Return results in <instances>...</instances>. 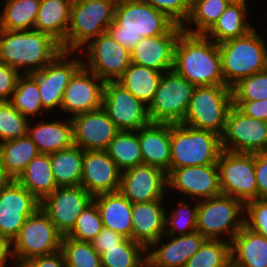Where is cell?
<instances>
[{
	"label": "cell",
	"instance_id": "db71d44e",
	"mask_svg": "<svg viewBox=\"0 0 267 267\" xmlns=\"http://www.w3.org/2000/svg\"><path fill=\"white\" fill-rule=\"evenodd\" d=\"M20 267H66L65 259L61 250L50 254L31 258Z\"/></svg>",
	"mask_w": 267,
	"mask_h": 267
},
{
	"label": "cell",
	"instance_id": "7c38bea8",
	"mask_svg": "<svg viewBox=\"0 0 267 267\" xmlns=\"http://www.w3.org/2000/svg\"><path fill=\"white\" fill-rule=\"evenodd\" d=\"M222 149L233 153L267 152V121L246 116L231 107L221 135Z\"/></svg>",
	"mask_w": 267,
	"mask_h": 267
},
{
	"label": "cell",
	"instance_id": "5b68a950",
	"mask_svg": "<svg viewBox=\"0 0 267 267\" xmlns=\"http://www.w3.org/2000/svg\"><path fill=\"white\" fill-rule=\"evenodd\" d=\"M171 171L180 167L217 164L221 136L184 124H170Z\"/></svg>",
	"mask_w": 267,
	"mask_h": 267
},
{
	"label": "cell",
	"instance_id": "d6986e66",
	"mask_svg": "<svg viewBox=\"0 0 267 267\" xmlns=\"http://www.w3.org/2000/svg\"><path fill=\"white\" fill-rule=\"evenodd\" d=\"M105 81L82 66L68 83L61 110L72 113L71 117L102 108Z\"/></svg>",
	"mask_w": 267,
	"mask_h": 267
},
{
	"label": "cell",
	"instance_id": "816d5d0a",
	"mask_svg": "<svg viewBox=\"0 0 267 267\" xmlns=\"http://www.w3.org/2000/svg\"><path fill=\"white\" fill-rule=\"evenodd\" d=\"M255 175L258 199L267 200V152L255 153Z\"/></svg>",
	"mask_w": 267,
	"mask_h": 267
},
{
	"label": "cell",
	"instance_id": "d6a6232c",
	"mask_svg": "<svg viewBox=\"0 0 267 267\" xmlns=\"http://www.w3.org/2000/svg\"><path fill=\"white\" fill-rule=\"evenodd\" d=\"M162 74L154 69L131 63L117 82L148 106L157 91Z\"/></svg>",
	"mask_w": 267,
	"mask_h": 267
},
{
	"label": "cell",
	"instance_id": "f35d334b",
	"mask_svg": "<svg viewBox=\"0 0 267 267\" xmlns=\"http://www.w3.org/2000/svg\"><path fill=\"white\" fill-rule=\"evenodd\" d=\"M147 250L133 239H125L116 247L107 248L102 253V267H147Z\"/></svg>",
	"mask_w": 267,
	"mask_h": 267
},
{
	"label": "cell",
	"instance_id": "f1b7e54d",
	"mask_svg": "<svg viewBox=\"0 0 267 267\" xmlns=\"http://www.w3.org/2000/svg\"><path fill=\"white\" fill-rule=\"evenodd\" d=\"M28 136L36 145L39 153L51 154L74 145L73 124L71 118L68 121H54L46 123L41 121L35 127H30Z\"/></svg>",
	"mask_w": 267,
	"mask_h": 267
},
{
	"label": "cell",
	"instance_id": "44dd1931",
	"mask_svg": "<svg viewBox=\"0 0 267 267\" xmlns=\"http://www.w3.org/2000/svg\"><path fill=\"white\" fill-rule=\"evenodd\" d=\"M182 31V26L175 24L166 34L144 37L130 51L131 63L162 73L171 71L175 45Z\"/></svg>",
	"mask_w": 267,
	"mask_h": 267
},
{
	"label": "cell",
	"instance_id": "603a6c76",
	"mask_svg": "<svg viewBox=\"0 0 267 267\" xmlns=\"http://www.w3.org/2000/svg\"><path fill=\"white\" fill-rule=\"evenodd\" d=\"M121 170L106 150L84 151L81 186L92 196L120 189Z\"/></svg>",
	"mask_w": 267,
	"mask_h": 267
},
{
	"label": "cell",
	"instance_id": "11a10c76",
	"mask_svg": "<svg viewBox=\"0 0 267 267\" xmlns=\"http://www.w3.org/2000/svg\"><path fill=\"white\" fill-rule=\"evenodd\" d=\"M12 241L7 237L0 235V267H5L8 259V255L13 257Z\"/></svg>",
	"mask_w": 267,
	"mask_h": 267
},
{
	"label": "cell",
	"instance_id": "ab89813d",
	"mask_svg": "<svg viewBox=\"0 0 267 267\" xmlns=\"http://www.w3.org/2000/svg\"><path fill=\"white\" fill-rule=\"evenodd\" d=\"M9 102L25 117L41 113L44 108L40 99V90L36 78L31 73L19 75Z\"/></svg>",
	"mask_w": 267,
	"mask_h": 267
},
{
	"label": "cell",
	"instance_id": "ee69618b",
	"mask_svg": "<svg viewBox=\"0 0 267 267\" xmlns=\"http://www.w3.org/2000/svg\"><path fill=\"white\" fill-rule=\"evenodd\" d=\"M103 228L99 210L92 201L78 216L73 229L66 236L78 241L91 242Z\"/></svg>",
	"mask_w": 267,
	"mask_h": 267
},
{
	"label": "cell",
	"instance_id": "7dc6e473",
	"mask_svg": "<svg viewBox=\"0 0 267 267\" xmlns=\"http://www.w3.org/2000/svg\"><path fill=\"white\" fill-rule=\"evenodd\" d=\"M163 12L175 24L183 26L187 21L191 0H140Z\"/></svg>",
	"mask_w": 267,
	"mask_h": 267
},
{
	"label": "cell",
	"instance_id": "4316f807",
	"mask_svg": "<svg viewBox=\"0 0 267 267\" xmlns=\"http://www.w3.org/2000/svg\"><path fill=\"white\" fill-rule=\"evenodd\" d=\"M103 227L132 239V203L119 191L93 196Z\"/></svg>",
	"mask_w": 267,
	"mask_h": 267
},
{
	"label": "cell",
	"instance_id": "484cf974",
	"mask_svg": "<svg viewBox=\"0 0 267 267\" xmlns=\"http://www.w3.org/2000/svg\"><path fill=\"white\" fill-rule=\"evenodd\" d=\"M143 164L171 172L170 123H150L138 130Z\"/></svg>",
	"mask_w": 267,
	"mask_h": 267
},
{
	"label": "cell",
	"instance_id": "74e56055",
	"mask_svg": "<svg viewBox=\"0 0 267 267\" xmlns=\"http://www.w3.org/2000/svg\"><path fill=\"white\" fill-rule=\"evenodd\" d=\"M228 5L227 0H191L190 14L185 25L182 26L183 31L191 34H205L219 19ZM189 23H195L197 29L187 28Z\"/></svg>",
	"mask_w": 267,
	"mask_h": 267
},
{
	"label": "cell",
	"instance_id": "e0dca14e",
	"mask_svg": "<svg viewBox=\"0 0 267 267\" xmlns=\"http://www.w3.org/2000/svg\"><path fill=\"white\" fill-rule=\"evenodd\" d=\"M70 52H61L51 63L31 74L36 78L42 106L50 111L61 108L64 91L73 75L83 66V60L68 59ZM66 58V59H65Z\"/></svg>",
	"mask_w": 267,
	"mask_h": 267
},
{
	"label": "cell",
	"instance_id": "9f6ffc18",
	"mask_svg": "<svg viewBox=\"0 0 267 267\" xmlns=\"http://www.w3.org/2000/svg\"><path fill=\"white\" fill-rule=\"evenodd\" d=\"M11 180H13L5 171L0 161V190L4 188Z\"/></svg>",
	"mask_w": 267,
	"mask_h": 267
},
{
	"label": "cell",
	"instance_id": "8992f818",
	"mask_svg": "<svg viewBox=\"0 0 267 267\" xmlns=\"http://www.w3.org/2000/svg\"><path fill=\"white\" fill-rule=\"evenodd\" d=\"M118 0H73L63 51L73 53L107 31Z\"/></svg>",
	"mask_w": 267,
	"mask_h": 267
},
{
	"label": "cell",
	"instance_id": "277c9868",
	"mask_svg": "<svg viewBox=\"0 0 267 267\" xmlns=\"http://www.w3.org/2000/svg\"><path fill=\"white\" fill-rule=\"evenodd\" d=\"M218 45L225 86L232 88L241 79L267 69V46L255 29Z\"/></svg>",
	"mask_w": 267,
	"mask_h": 267
},
{
	"label": "cell",
	"instance_id": "8d00e7d4",
	"mask_svg": "<svg viewBox=\"0 0 267 267\" xmlns=\"http://www.w3.org/2000/svg\"><path fill=\"white\" fill-rule=\"evenodd\" d=\"M106 152L121 171L143 164L138 130L119 131Z\"/></svg>",
	"mask_w": 267,
	"mask_h": 267
},
{
	"label": "cell",
	"instance_id": "5bb4252c",
	"mask_svg": "<svg viewBox=\"0 0 267 267\" xmlns=\"http://www.w3.org/2000/svg\"><path fill=\"white\" fill-rule=\"evenodd\" d=\"M92 201L93 196L81 185L57 187L40 202V208L65 236L73 229L78 216Z\"/></svg>",
	"mask_w": 267,
	"mask_h": 267
},
{
	"label": "cell",
	"instance_id": "8fae6325",
	"mask_svg": "<svg viewBox=\"0 0 267 267\" xmlns=\"http://www.w3.org/2000/svg\"><path fill=\"white\" fill-rule=\"evenodd\" d=\"M219 185L223 195L241 200L244 204L258 199L255 175V154L223 150L217 162Z\"/></svg>",
	"mask_w": 267,
	"mask_h": 267
},
{
	"label": "cell",
	"instance_id": "f546056e",
	"mask_svg": "<svg viewBox=\"0 0 267 267\" xmlns=\"http://www.w3.org/2000/svg\"><path fill=\"white\" fill-rule=\"evenodd\" d=\"M73 0H41L34 30L52 36L62 44L70 24Z\"/></svg>",
	"mask_w": 267,
	"mask_h": 267
},
{
	"label": "cell",
	"instance_id": "836d02e7",
	"mask_svg": "<svg viewBox=\"0 0 267 267\" xmlns=\"http://www.w3.org/2000/svg\"><path fill=\"white\" fill-rule=\"evenodd\" d=\"M38 154L36 145L28 135L0 142V161L13 180L21 175L28 163Z\"/></svg>",
	"mask_w": 267,
	"mask_h": 267
},
{
	"label": "cell",
	"instance_id": "d590c367",
	"mask_svg": "<svg viewBox=\"0 0 267 267\" xmlns=\"http://www.w3.org/2000/svg\"><path fill=\"white\" fill-rule=\"evenodd\" d=\"M41 0H7L0 16V29L33 30Z\"/></svg>",
	"mask_w": 267,
	"mask_h": 267
},
{
	"label": "cell",
	"instance_id": "681fc988",
	"mask_svg": "<svg viewBox=\"0 0 267 267\" xmlns=\"http://www.w3.org/2000/svg\"><path fill=\"white\" fill-rule=\"evenodd\" d=\"M19 75L15 68L0 62V102L10 101Z\"/></svg>",
	"mask_w": 267,
	"mask_h": 267
},
{
	"label": "cell",
	"instance_id": "4fadbf2b",
	"mask_svg": "<svg viewBox=\"0 0 267 267\" xmlns=\"http://www.w3.org/2000/svg\"><path fill=\"white\" fill-rule=\"evenodd\" d=\"M117 81H106L102 108L119 131H137L151 123L148 106Z\"/></svg>",
	"mask_w": 267,
	"mask_h": 267
},
{
	"label": "cell",
	"instance_id": "3957f363",
	"mask_svg": "<svg viewBox=\"0 0 267 267\" xmlns=\"http://www.w3.org/2000/svg\"><path fill=\"white\" fill-rule=\"evenodd\" d=\"M63 49L52 36L37 30L8 31L0 29V62L15 68L19 73L43 69Z\"/></svg>",
	"mask_w": 267,
	"mask_h": 267
},
{
	"label": "cell",
	"instance_id": "b9f144b4",
	"mask_svg": "<svg viewBox=\"0 0 267 267\" xmlns=\"http://www.w3.org/2000/svg\"><path fill=\"white\" fill-rule=\"evenodd\" d=\"M66 267H102L101 256L91 242L74 240L63 236L61 240Z\"/></svg>",
	"mask_w": 267,
	"mask_h": 267
},
{
	"label": "cell",
	"instance_id": "9a60e30c",
	"mask_svg": "<svg viewBox=\"0 0 267 267\" xmlns=\"http://www.w3.org/2000/svg\"><path fill=\"white\" fill-rule=\"evenodd\" d=\"M86 46L89 62H83V66L105 82L117 81L131 64L130 51L107 32L91 40Z\"/></svg>",
	"mask_w": 267,
	"mask_h": 267
},
{
	"label": "cell",
	"instance_id": "f5cc1de1",
	"mask_svg": "<svg viewBox=\"0 0 267 267\" xmlns=\"http://www.w3.org/2000/svg\"><path fill=\"white\" fill-rule=\"evenodd\" d=\"M233 105L246 116L267 121V99L259 101H233Z\"/></svg>",
	"mask_w": 267,
	"mask_h": 267
},
{
	"label": "cell",
	"instance_id": "c3c4849f",
	"mask_svg": "<svg viewBox=\"0 0 267 267\" xmlns=\"http://www.w3.org/2000/svg\"><path fill=\"white\" fill-rule=\"evenodd\" d=\"M244 225L267 238V200L254 199L245 203Z\"/></svg>",
	"mask_w": 267,
	"mask_h": 267
},
{
	"label": "cell",
	"instance_id": "7a4b0ae2",
	"mask_svg": "<svg viewBox=\"0 0 267 267\" xmlns=\"http://www.w3.org/2000/svg\"><path fill=\"white\" fill-rule=\"evenodd\" d=\"M175 23L163 12L140 0H118L107 33L131 51L144 37L166 34Z\"/></svg>",
	"mask_w": 267,
	"mask_h": 267
},
{
	"label": "cell",
	"instance_id": "2e32d148",
	"mask_svg": "<svg viewBox=\"0 0 267 267\" xmlns=\"http://www.w3.org/2000/svg\"><path fill=\"white\" fill-rule=\"evenodd\" d=\"M40 207V201L16 180L0 190V235L13 242L26 219Z\"/></svg>",
	"mask_w": 267,
	"mask_h": 267
},
{
	"label": "cell",
	"instance_id": "7bdbcfd3",
	"mask_svg": "<svg viewBox=\"0 0 267 267\" xmlns=\"http://www.w3.org/2000/svg\"><path fill=\"white\" fill-rule=\"evenodd\" d=\"M29 121L9 101L0 102V140L2 142L28 135Z\"/></svg>",
	"mask_w": 267,
	"mask_h": 267
},
{
	"label": "cell",
	"instance_id": "e575fe53",
	"mask_svg": "<svg viewBox=\"0 0 267 267\" xmlns=\"http://www.w3.org/2000/svg\"><path fill=\"white\" fill-rule=\"evenodd\" d=\"M247 14L246 4L229 3L225 11L220 15L215 24L205 33H209L215 43L242 37L253 28L245 17Z\"/></svg>",
	"mask_w": 267,
	"mask_h": 267
},
{
	"label": "cell",
	"instance_id": "f907efd6",
	"mask_svg": "<svg viewBox=\"0 0 267 267\" xmlns=\"http://www.w3.org/2000/svg\"><path fill=\"white\" fill-rule=\"evenodd\" d=\"M126 238L115 231L104 227L102 231L91 241L93 248L101 255L107 248L116 247Z\"/></svg>",
	"mask_w": 267,
	"mask_h": 267
},
{
	"label": "cell",
	"instance_id": "bcb514c9",
	"mask_svg": "<svg viewBox=\"0 0 267 267\" xmlns=\"http://www.w3.org/2000/svg\"><path fill=\"white\" fill-rule=\"evenodd\" d=\"M192 208L193 209H191L187 203H180L179 208L176 211L174 210V212L171 213V216L165 215V226H171L169 229L170 231L165 229V234L175 235L178 232L179 235H184L195 232L198 203Z\"/></svg>",
	"mask_w": 267,
	"mask_h": 267
},
{
	"label": "cell",
	"instance_id": "9c48e42d",
	"mask_svg": "<svg viewBox=\"0 0 267 267\" xmlns=\"http://www.w3.org/2000/svg\"><path fill=\"white\" fill-rule=\"evenodd\" d=\"M62 237L48 215L39 207L26 219L12 242L13 259L17 258L16 266L20 267L31 258L61 250Z\"/></svg>",
	"mask_w": 267,
	"mask_h": 267
},
{
	"label": "cell",
	"instance_id": "f6af8a7d",
	"mask_svg": "<svg viewBox=\"0 0 267 267\" xmlns=\"http://www.w3.org/2000/svg\"><path fill=\"white\" fill-rule=\"evenodd\" d=\"M233 101L267 99V69L241 79L232 87Z\"/></svg>",
	"mask_w": 267,
	"mask_h": 267
},
{
	"label": "cell",
	"instance_id": "cb8c5ba5",
	"mask_svg": "<svg viewBox=\"0 0 267 267\" xmlns=\"http://www.w3.org/2000/svg\"><path fill=\"white\" fill-rule=\"evenodd\" d=\"M162 200L132 203V239L147 252H150L149 247L165 233L166 211L161 205Z\"/></svg>",
	"mask_w": 267,
	"mask_h": 267
},
{
	"label": "cell",
	"instance_id": "52a82bcc",
	"mask_svg": "<svg viewBox=\"0 0 267 267\" xmlns=\"http://www.w3.org/2000/svg\"><path fill=\"white\" fill-rule=\"evenodd\" d=\"M232 106V88L225 85L196 86L181 124L221 136Z\"/></svg>",
	"mask_w": 267,
	"mask_h": 267
},
{
	"label": "cell",
	"instance_id": "d4e9b609",
	"mask_svg": "<svg viewBox=\"0 0 267 267\" xmlns=\"http://www.w3.org/2000/svg\"><path fill=\"white\" fill-rule=\"evenodd\" d=\"M170 236L171 240L162 247H159L162 237L149 247L153 249L158 245V249L146 255L147 267H184L206 240L198 231L177 237Z\"/></svg>",
	"mask_w": 267,
	"mask_h": 267
},
{
	"label": "cell",
	"instance_id": "ba28073f",
	"mask_svg": "<svg viewBox=\"0 0 267 267\" xmlns=\"http://www.w3.org/2000/svg\"><path fill=\"white\" fill-rule=\"evenodd\" d=\"M245 204L236 198L220 194L215 197L203 199L198 202L196 231L206 239L219 240V236L231 235L233 237L244 226ZM238 217V218H237Z\"/></svg>",
	"mask_w": 267,
	"mask_h": 267
},
{
	"label": "cell",
	"instance_id": "4dcf8cb0",
	"mask_svg": "<svg viewBox=\"0 0 267 267\" xmlns=\"http://www.w3.org/2000/svg\"><path fill=\"white\" fill-rule=\"evenodd\" d=\"M16 181L41 202L58 187L52 172L50 154L39 153Z\"/></svg>",
	"mask_w": 267,
	"mask_h": 267
},
{
	"label": "cell",
	"instance_id": "6f0895ef",
	"mask_svg": "<svg viewBox=\"0 0 267 267\" xmlns=\"http://www.w3.org/2000/svg\"><path fill=\"white\" fill-rule=\"evenodd\" d=\"M229 3L246 4L247 0H227Z\"/></svg>",
	"mask_w": 267,
	"mask_h": 267
},
{
	"label": "cell",
	"instance_id": "30bf717a",
	"mask_svg": "<svg viewBox=\"0 0 267 267\" xmlns=\"http://www.w3.org/2000/svg\"><path fill=\"white\" fill-rule=\"evenodd\" d=\"M195 85L173 70L162 74L153 100L148 105L152 123L179 124L183 121Z\"/></svg>",
	"mask_w": 267,
	"mask_h": 267
},
{
	"label": "cell",
	"instance_id": "ac0fdd59",
	"mask_svg": "<svg viewBox=\"0 0 267 267\" xmlns=\"http://www.w3.org/2000/svg\"><path fill=\"white\" fill-rule=\"evenodd\" d=\"M167 173L147 164L121 172L119 192L131 203L151 202L164 198Z\"/></svg>",
	"mask_w": 267,
	"mask_h": 267
},
{
	"label": "cell",
	"instance_id": "7402d4cb",
	"mask_svg": "<svg viewBox=\"0 0 267 267\" xmlns=\"http://www.w3.org/2000/svg\"><path fill=\"white\" fill-rule=\"evenodd\" d=\"M167 180L168 186L190 198L196 196L203 200L222 194L217 164L176 168L167 175Z\"/></svg>",
	"mask_w": 267,
	"mask_h": 267
},
{
	"label": "cell",
	"instance_id": "ffe728a7",
	"mask_svg": "<svg viewBox=\"0 0 267 267\" xmlns=\"http://www.w3.org/2000/svg\"><path fill=\"white\" fill-rule=\"evenodd\" d=\"M74 145L83 151L106 150L119 132L103 108L71 117Z\"/></svg>",
	"mask_w": 267,
	"mask_h": 267
},
{
	"label": "cell",
	"instance_id": "60d3db41",
	"mask_svg": "<svg viewBox=\"0 0 267 267\" xmlns=\"http://www.w3.org/2000/svg\"><path fill=\"white\" fill-rule=\"evenodd\" d=\"M184 267H231V242L206 239Z\"/></svg>",
	"mask_w": 267,
	"mask_h": 267
},
{
	"label": "cell",
	"instance_id": "1f68e13d",
	"mask_svg": "<svg viewBox=\"0 0 267 267\" xmlns=\"http://www.w3.org/2000/svg\"><path fill=\"white\" fill-rule=\"evenodd\" d=\"M84 151L73 145L50 154L52 172L58 187L80 186Z\"/></svg>",
	"mask_w": 267,
	"mask_h": 267
},
{
	"label": "cell",
	"instance_id": "83f0119b",
	"mask_svg": "<svg viewBox=\"0 0 267 267\" xmlns=\"http://www.w3.org/2000/svg\"><path fill=\"white\" fill-rule=\"evenodd\" d=\"M232 267H267V238L245 225L231 241Z\"/></svg>",
	"mask_w": 267,
	"mask_h": 267
},
{
	"label": "cell",
	"instance_id": "6da1fadb",
	"mask_svg": "<svg viewBox=\"0 0 267 267\" xmlns=\"http://www.w3.org/2000/svg\"><path fill=\"white\" fill-rule=\"evenodd\" d=\"M172 70L195 86L225 85L219 45L209 34L182 31L175 45Z\"/></svg>",
	"mask_w": 267,
	"mask_h": 267
}]
</instances>
